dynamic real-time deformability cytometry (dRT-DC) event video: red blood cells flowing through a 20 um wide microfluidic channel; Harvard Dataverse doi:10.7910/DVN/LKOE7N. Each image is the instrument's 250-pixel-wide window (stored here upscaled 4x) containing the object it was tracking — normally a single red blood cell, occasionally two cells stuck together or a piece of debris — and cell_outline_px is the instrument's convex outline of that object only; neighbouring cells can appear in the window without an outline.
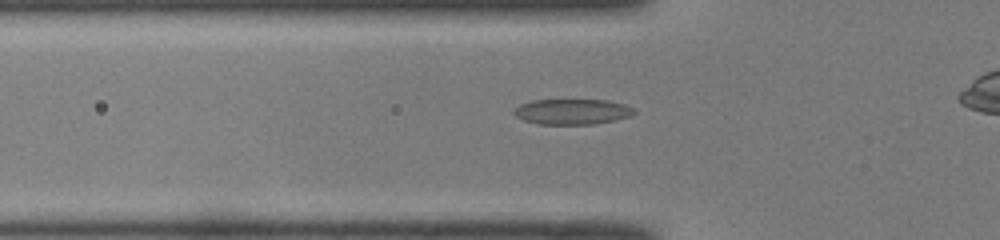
{"species": "common noctule bat (a hibernating species)", "species_latin": "Nyctalus noctula", "temperature_condition": "room temperature", "stored_images_in_passage": 40, "camera_frame_rate_fps": 3000, "um_per_image_px": 0.085, "animal": {"sex": "male", "body_mass_g": 19.0, "forearm_length_mm": 50.8}, "frame": {"image": 1, "passage_image": 13, "time_ms": 4.0, "image_size_px": [1000, 240], "cell_outline_px": [[636, 112], [628, 116], [616, 120], [592, 124], [536, 124], [524, 120], [516, 116], [512, 112], [520, 104], [532, 100], [608, 100], [624, 104], [636, 108]], "centroid_in_image_um": [48.64, 9.49], "position_along_channel_um": 77.2, "area_um2": 17.86}}
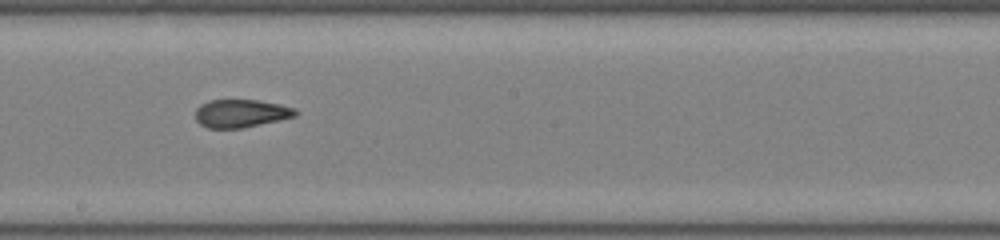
{"frame": {"image": 2, "passage_image": 24, "time_ms": 7.667, "image_size_px": [1000, 240], "cell_outline_px": [[296, 116], [280, 120], [240, 128], [208, 128], [200, 124], [196, 120], [196, 108], [200, 104], [208, 100], [260, 100], [280, 104], [296, 108]], "centroid_in_image_um": [20.47, 9.63], "position_along_channel_um": 227.7, "area_um2": 16.36}}
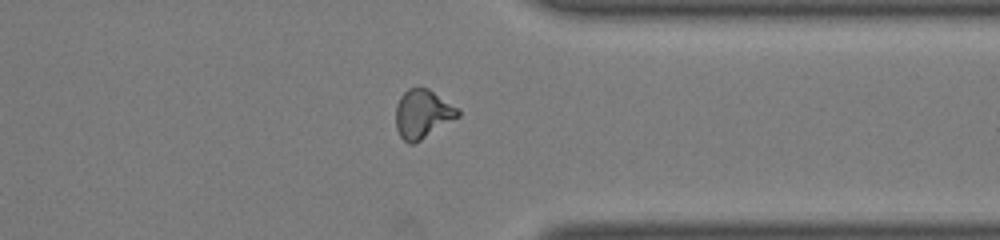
{"frame": {"image": 3, "passage_image": 35, "time_ms": 11.333, "image_size_px": [1000, 240], "cell_outline_px": [[460, 116], [420, 140], [412, 144], [408, 144], [400, 136], [396, 128], [396, 104], [400, 96], [408, 88], [428, 88], [460, 108]], "centroid_in_image_um": [35.93, 9.67], "position_along_channel_um": 375.5, "area_um2": 17.69}, "authors_computed_cell_mechanics": {"area_um2": 17.1088, "velocity_mm_per_s": 4.1083, "shape_relaxation_time_tau1_ms": null, "shape_relaxation_time_tau2_ms": 1.8072, "deformation_change_tau1": null, "deformation_change_tau2": 0.0792}}